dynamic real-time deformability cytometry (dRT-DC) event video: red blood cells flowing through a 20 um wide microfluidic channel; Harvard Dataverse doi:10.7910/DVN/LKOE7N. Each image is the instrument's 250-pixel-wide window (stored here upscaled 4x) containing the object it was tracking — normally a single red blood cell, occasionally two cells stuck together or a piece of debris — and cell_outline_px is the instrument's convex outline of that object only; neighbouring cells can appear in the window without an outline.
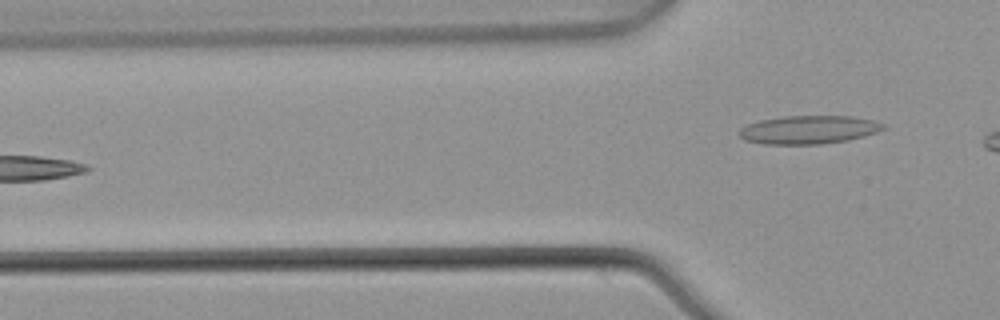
{"species": "common noctule bat (a hibernating species)", "species_latin": "Nyctalus noctula", "temperature_condition": "warm", "stored_images_in_passage": 5, "camera_frame_rate_fps": 3000, "um_per_image_px": 0.085, "animal": {"sex": "male", "body_mass_g": 21.5, "forearm_length_mm": 52.0}, "frame": {"image": 1, "passage_image": 5, "time_ms": 1.333, "image_size_px": [1000, 320], "cell_outline_px": [[888, 124], [884, 128], [876, 132], [864, 136], [848, 140], [820, 144], [764, 144], [744, 140], [736, 132], [740, 128], [748, 124], [760, 120], [784, 116], [848, 116], [872, 120]], "centroid_in_image_um": [68.71, 11.03], "position_along_channel_um": 57.1, "area_um2": 23.81}}